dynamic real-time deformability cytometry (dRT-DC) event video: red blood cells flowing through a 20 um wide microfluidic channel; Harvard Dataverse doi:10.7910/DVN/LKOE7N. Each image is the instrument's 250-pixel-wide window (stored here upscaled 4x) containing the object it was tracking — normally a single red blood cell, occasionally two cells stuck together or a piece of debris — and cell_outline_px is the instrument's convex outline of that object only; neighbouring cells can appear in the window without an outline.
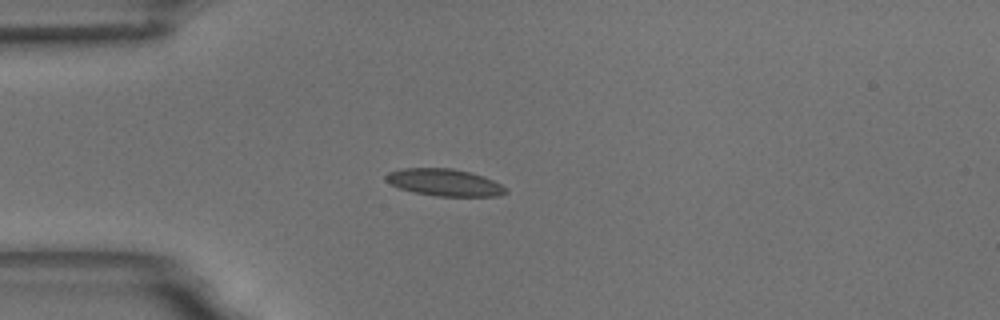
{"species": "common noctule bat (a hibernating species)", "species_latin": "Nyctalus noctula", "temperature_condition": "room temperature", "stored_images_in_passage": 42, "camera_frame_rate_fps": 3000, "um_per_image_px": 0.085, "animal": {"sex": "male", "body_mass_g": 18.8}, "frame": {"image": 1, "passage_image": 1, "time_ms": 0.0, "image_size_px": [1000, 320], "cell_outline_px": [[508, 192], [500, 196], [436, 196], [412, 192], [400, 188], [384, 180], [384, 176], [388, 172], [400, 168], [452, 168], [484, 176], [508, 188]], "centroid_in_image_um": [37.77, 15.51], "position_along_channel_um": 47.2, "area_um2": 19.02}}
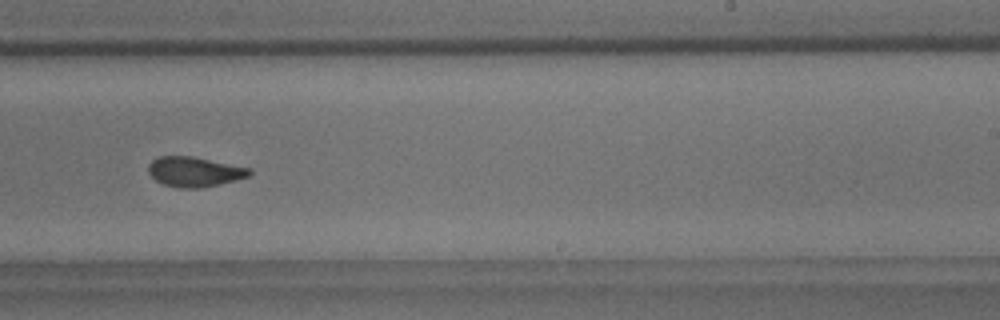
{"frame": {"image": 2, "passage_image": 21, "time_ms": 6.667, "image_size_px": [1000, 320], "cell_outline_px": [[252, 172], [248, 176], [236, 180], [220, 184], [200, 188], [180, 188], [164, 184], [156, 180], [148, 172], [148, 164], [156, 156], [192, 156], [252, 168]], "centroid_in_image_um": [16.53, 14.59], "position_along_channel_um": 272.5, "area_um2": 17.69}}
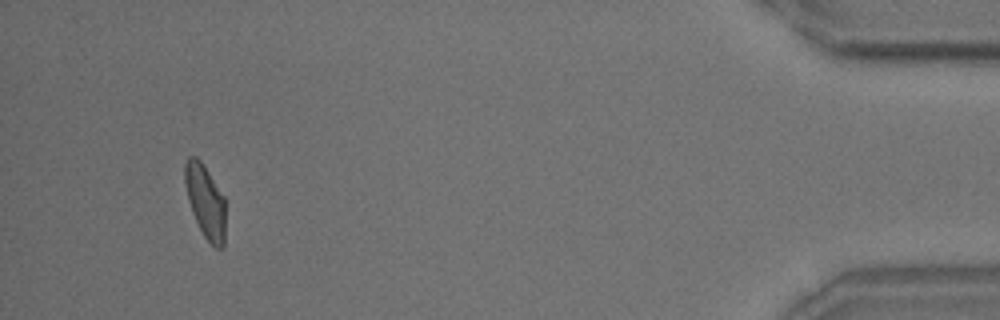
{"frame": {"image": 3, "passage_image": 39, "time_ms": 12.667, "image_size_px": [1000, 320], "cell_outline_px": [[224, 244], [220, 248], [216, 248], [204, 236], [192, 212], [188, 200], [184, 184], [184, 164], [188, 156], [196, 156], [200, 160], [224, 196]], "centroid_in_image_um": [17.43, 17.07], "position_along_channel_um": 417.8, "area_um2": 17.11}, "authors_computed_cell_mechanics": {"area_um2": 17.9469, "velocity_mm_per_s": 3.6041, "shape_relaxation_time_tau1_ms": 8.8026, "shape_relaxation_time_tau2_ms": 1.906, "deformation_change_tau1": 0.1897, "deformation_change_tau2": 0.0706}}